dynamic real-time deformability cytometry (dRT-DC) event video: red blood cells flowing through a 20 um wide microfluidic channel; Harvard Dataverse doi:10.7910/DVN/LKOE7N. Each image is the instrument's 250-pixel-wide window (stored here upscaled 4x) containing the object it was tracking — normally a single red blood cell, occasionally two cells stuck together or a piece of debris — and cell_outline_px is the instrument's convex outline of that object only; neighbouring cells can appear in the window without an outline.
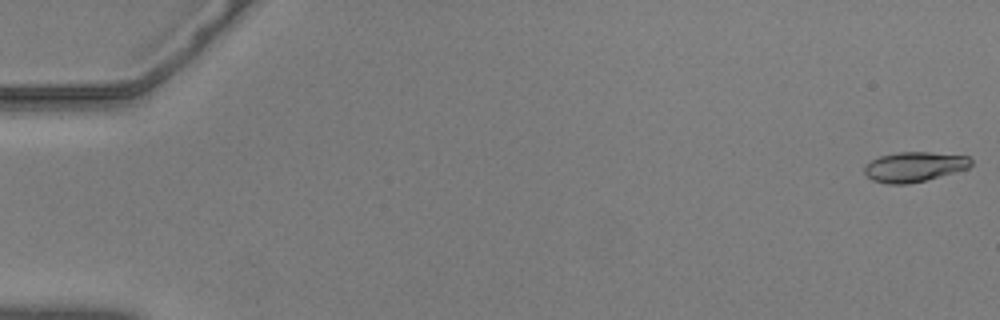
{"species": "common noctule bat (a hibernating species)", "species_latin": "Nyctalus noctula", "temperature_condition": "warm", "stored_images_in_passage": 57, "camera_frame_rate_fps": 3000, "um_per_image_px": 0.085, "animal": {"sex": "male", "body_mass_g": 20.5, "forearm_length_mm": 52.5}, "frame": {"image": 1, "passage_image": 1, "time_ms": 0.0, "image_size_px": [1000, 320], "cell_outline_px": [[972, 164], [968, 168], [924, 180], [908, 184], [888, 184], [872, 180], [864, 172], [864, 164], [880, 156], [896, 152], [928, 152], [968, 156], [972, 160]], "centroid_in_image_um": [77.68, 14.17], "position_along_channel_um": 7.3, "area_um2": 18.44}}
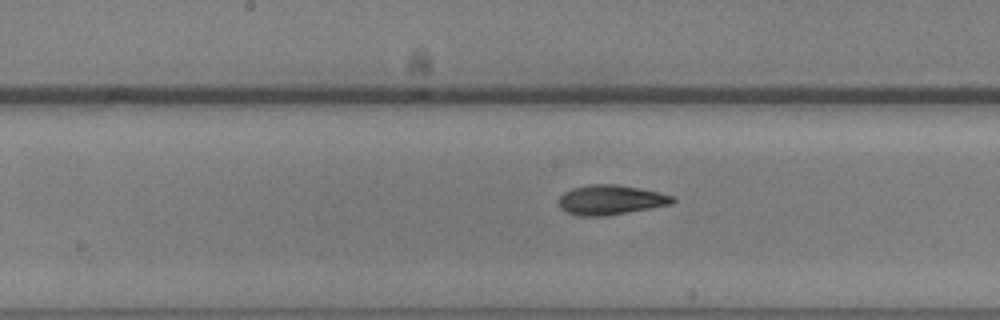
{"frame": {"image": 2, "passage_image": 30, "time_ms": 9.667, "image_size_px": [1000, 320], "cell_outline_px": [[676, 200], [672, 204], [652, 208], [608, 216], [580, 216], [568, 212], [560, 208], [560, 196], [564, 192], [572, 188], [588, 184], [616, 184], [640, 188], [660, 192], [676, 196]], "centroid_in_image_um": [51.96, 16.99], "position_along_channel_um": 196.2, "area_um2": 19.94}}
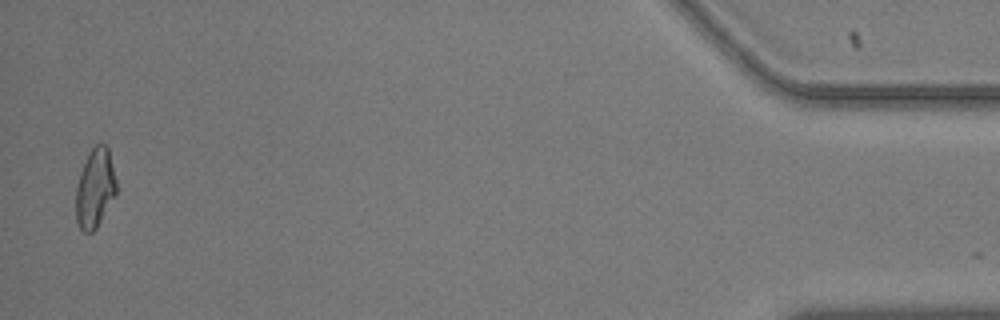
{"frame": {"image": 3, "passage_image": 56, "time_ms": 18.333, "image_size_px": [1000, 320], "cell_outline_px": [[116, 196], [96, 228], [92, 232], [84, 232], [80, 228], [76, 220], [76, 188], [80, 172], [88, 152], [96, 144], [108, 144], [116, 180]], "centroid_in_image_um": [8.09, 15.97], "position_along_channel_um": 427.1, "area_um2": 18.84}, "authors_computed_cell_mechanics": {"area_um2": 18.9006, "velocity_mm_per_s": 3.6348, "shape_relaxation_time_tau1_ms": 4.2124, "shape_relaxation_time_tau2_ms": 2.5009, "deformation_change_tau1": 0.1739, "deformation_change_tau2": 0.1012}}